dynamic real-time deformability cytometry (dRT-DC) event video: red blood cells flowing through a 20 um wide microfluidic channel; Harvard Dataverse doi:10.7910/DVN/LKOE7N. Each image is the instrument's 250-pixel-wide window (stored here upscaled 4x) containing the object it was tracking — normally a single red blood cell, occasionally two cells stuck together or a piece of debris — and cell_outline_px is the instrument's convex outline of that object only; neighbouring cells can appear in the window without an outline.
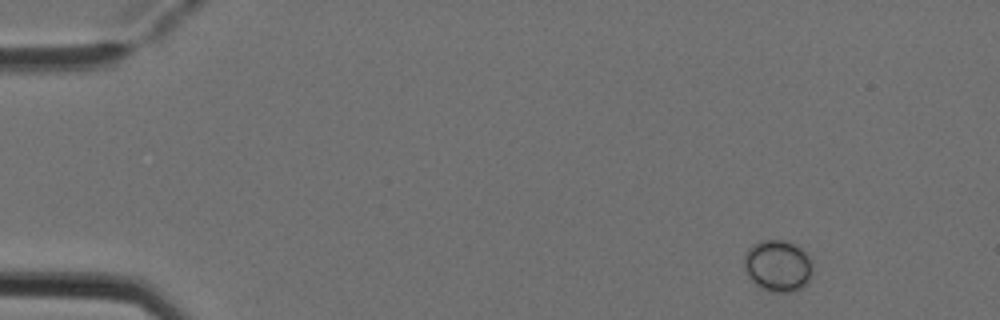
{"species": "Egyptian fruit bat (a non-hibernating species)", "species_latin": "Rousettus aegyptiacus", "temperature_condition": "cold", "stored_images_in_passage": 5, "camera_frame_rate_fps": 3000, "um_per_image_px": 0.085, "animal": {"sex": "female"}, "frame": {"image": 1, "passage_image": 1, "time_ms": 0.0, "image_size_px": [1000, 320], "cell_outline_px": [[812, 272], [808, 284], [792, 292], [772, 292], [760, 288], [748, 276], [744, 268], [744, 252], [752, 244], [760, 240], [784, 240], [796, 244], [808, 256], [812, 264]], "centroid_in_image_um": [66.1, 22.59], "position_along_channel_um": 18.9, "area_um2": 20.87}}
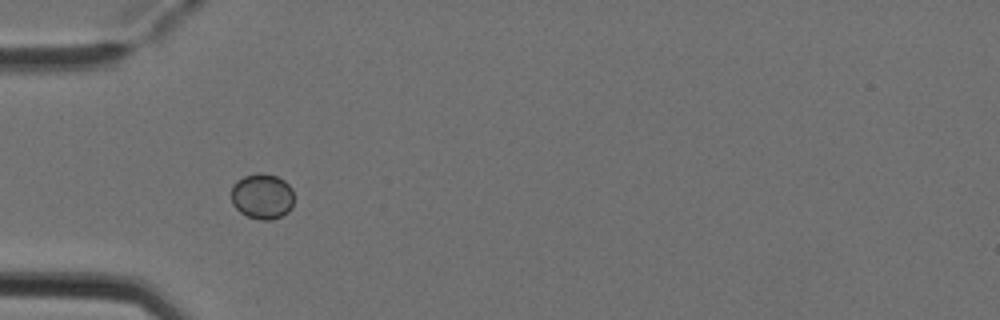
{"frame": {"image": 2, "passage_image": 4, "time_ms": 1.0, "image_size_px": [1000, 320], "cell_outline_px": [[292, 208], [288, 212], [272, 220], [260, 220], [248, 216], [240, 212], [232, 204], [232, 184], [236, 180], [244, 176], [260, 172], [276, 176], [284, 180], [292, 188]], "centroid_in_image_um": [22.27, 16.68], "position_along_channel_um": 62.7, "area_um2": 16.7}}
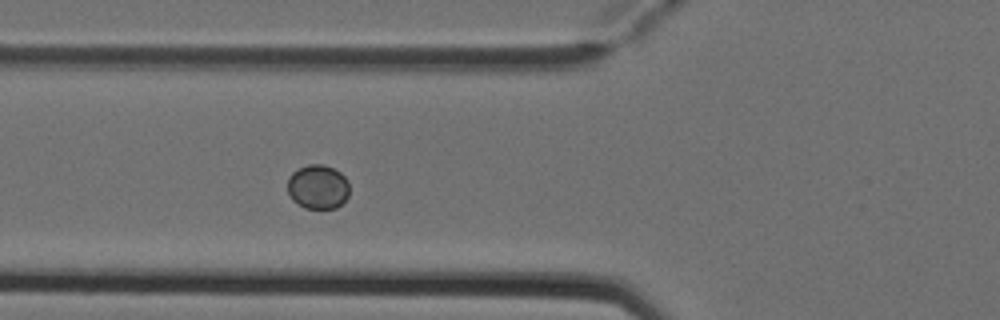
{"frame": {"image": 3, "passage_image": 5, "time_ms": 1.333, "image_size_px": [1000, 320], "cell_outline_px": [[348, 196], [336, 208], [304, 208], [292, 200], [288, 192], [288, 176], [292, 172], [308, 164], [324, 164], [340, 172], [348, 180]], "centroid_in_image_um": [27.01, 15.87], "position_along_channel_um": 98.8, "area_um2": 15.95}}